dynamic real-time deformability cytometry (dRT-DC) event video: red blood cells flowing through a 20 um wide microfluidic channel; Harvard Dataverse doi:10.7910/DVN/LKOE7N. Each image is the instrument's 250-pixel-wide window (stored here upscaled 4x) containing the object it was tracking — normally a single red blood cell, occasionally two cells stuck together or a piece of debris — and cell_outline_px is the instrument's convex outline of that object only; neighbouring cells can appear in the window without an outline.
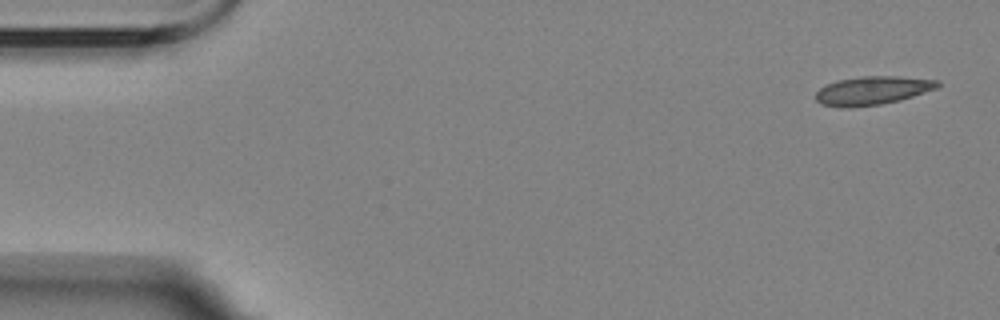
{"species": "Egyptian fruit bat (a non-hibernating species)", "species_latin": "Rousettus aegyptiacus", "temperature_condition": "room temperature", "stored_images_in_passage": 6, "camera_frame_rate_fps": 3000, "um_per_image_px": 0.085, "animal": {"sex": "female"}, "frame": {"image": 1, "passage_image": 1, "time_ms": 0.0, "image_size_px": [1000, 320], "cell_outline_px": [[940, 84], [936, 88], [900, 100], [880, 104], [848, 108], [840, 108], [820, 104], [816, 100], [816, 92], [820, 88], [836, 80], [864, 76], [900, 76], [940, 80]], "centroid_in_image_um": [74.13, 7.69], "position_along_channel_um": 10.9, "area_um2": 20.29}}
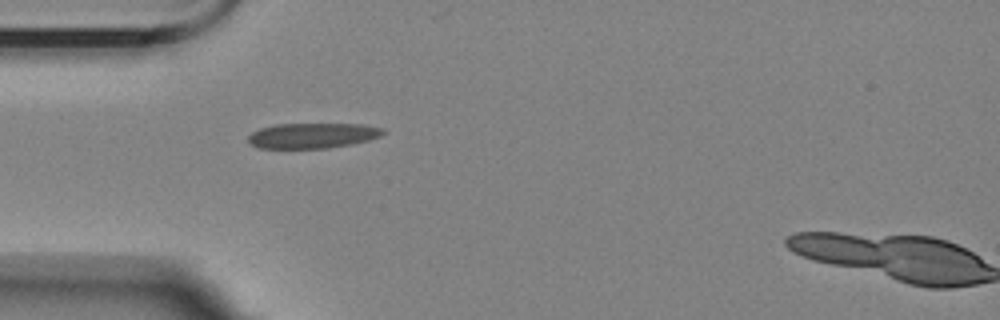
{"frame": {"image": 2, "passage_image": 5, "time_ms": 4.667, "image_size_px": [1000, 320], "cell_outline_px": [[384, 132], [380, 136], [368, 140], [328, 148], [260, 148], [252, 144], [248, 140], [248, 136], [252, 132], [260, 128], [276, 124], [360, 124], [384, 128]], "centroid_in_image_um": [26.55, 11.52], "position_along_channel_um": 58.5, "area_um2": 19.65}}